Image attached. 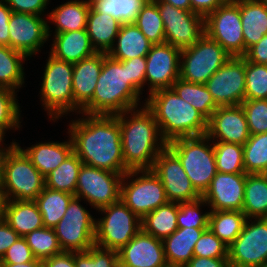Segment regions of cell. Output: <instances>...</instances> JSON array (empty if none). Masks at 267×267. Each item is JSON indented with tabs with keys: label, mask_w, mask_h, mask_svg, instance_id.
<instances>
[{
	"label": "cell",
	"mask_w": 267,
	"mask_h": 267,
	"mask_svg": "<svg viewBox=\"0 0 267 267\" xmlns=\"http://www.w3.org/2000/svg\"><path fill=\"white\" fill-rule=\"evenodd\" d=\"M85 117V118H84ZM69 124L73 152L83 164L125 174L121 130L115 115H87Z\"/></svg>",
	"instance_id": "1"
},
{
	"label": "cell",
	"mask_w": 267,
	"mask_h": 267,
	"mask_svg": "<svg viewBox=\"0 0 267 267\" xmlns=\"http://www.w3.org/2000/svg\"><path fill=\"white\" fill-rule=\"evenodd\" d=\"M115 116L121 130L125 167L129 171L152 169L156 157L167 146L153 113L144 104Z\"/></svg>",
	"instance_id": "2"
},
{
	"label": "cell",
	"mask_w": 267,
	"mask_h": 267,
	"mask_svg": "<svg viewBox=\"0 0 267 267\" xmlns=\"http://www.w3.org/2000/svg\"><path fill=\"white\" fill-rule=\"evenodd\" d=\"M144 101L145 106L153 113L167 143L177 138L202 136L207 133L208 120L172 88L156 90Z\"/></svg>",
	"instance_id": "3"
},
{
	"label": "cell",
	"mask_w": 267,
	"mask_h": 267,
	"mask_svg": "<svg viewBox=\"0 0 267 267\" xmlns=\"http://www.w3.org/2000/svg\"><path fill=\"white\" fill-rule=\"evenodd\" d=\"M141 94L129 83L128 64L108 54L98 77L92 100L81 110L85 115H116L137 108Z\"/></svg>",
	"instance_id": "4"
},
{
	"label": "cell",
	"mask_w": 267,
	"mask_h": 267,
	"mask_svg": "<svg viewBox=\"0 0 267 267\" xmlns=\"http://www.w3.org/2000/svg\"><path fill=\"white\" fill-rule=\"evenodd\" d=\"M2 185L8 200L34 201L45 187V177L18 142L4 149Z\"/></svg>",
	"instance_id": "5"
},
{
	"label": "cell",
	"mask_w": 267,
	"mask_h": 267,
	"mask_svg": "<svg viewBox=\"0 0 267 267\" xmlns=\"http://www.w3.org/2000/svg\"><path fill=\"white\" fill-rule=\"evenodd\" d=\"M211 139L205 134L177 138L167 147L178 157L191 184L202 196L217 173L214 149Z\"/></svg>",
	"instance_id": "6"
},
{
	"label": "cell",
	"mask_w": 267,
	"mask_h": 267,
	"mask_svg": "<svg viewBox=\"0 0 267 267\" xmlns=\"http://www.w3.org/2000/svg\"><path fill=\"white\" fill-rule=\"evenodd\" d=\"M73 64L49 54L41 84V101L51 120L74 112Z\"/></svg>",
	"instance_id": "7"
},
{
	"label": "cell",
	"mask_w": 267,
	"mask_h": 267,
	"mask_svg": "<svg viewBox=\"0 0 267 267\" xmlns=\"http://www.w3.org/2000/svg\"><path fill=\"white\" fill-rule=\"evenodd\" d=\"M98 211L105 213L95 220L94 243L100 248L119 251L142 229L141 218L122 200Z\"/></svg>",
	"instance_id": "8"
},
{
	"label": "cell",
	"mask_w": 267,
	"mask_h": 267,
	"mask_svg": "<svg viewBox=\"0 0 267 267\" xmlns=\"http://www.w3.org/2000/svg\"><path fill=\"white\" fill-rule=\"evenodd\" d=\"M231 57L218 42L204 33L192 46L181 50L179 78L205 84Z\"/></svg>",
	"instance_id": "9"
},
{
	"label": "cell",
	"mask_w": 267,
	"mask_h": 267,
	"mask_svg": "<svg viewBox=\"0 0 267 267\" xmlns=\"http://www.w3.org/2000/svg\"><path fill=\"white\" fill-rule=\"evenodd\" d=\"M121 200L141 219L169 202L161 180L152 169L127 171L121 183Z\"/></svg>",
	"instance_id": "10"
},
{
	"label": "cell",
	"mask_w": 267,
	"mask_h": 267,
	"mask_svg": "<svg viewBox=\"0 0 267 267\" xmlns=\"http://www.w3.org/2000/svg\"><path fill=\"white\" fill-rule=\"evenodd\" d=\"M123 177L124 174L82 164L74 196L99 210L121 200Z\"/></svg>",
	"instance_id": "11"
},
{
	"label": "cell",
	"mask_w": 267,
	"mask_h": 267,
	"mask_svg": "<svg viewBox=\"0 0 267 267\" xmlns=\"http://www.w3.org/2000/svg\"><path fill=\"white\" fill-rule=\"evenodd\" d=\"M73 197L68 204L65 215L54 227L59 245L63 251H86L94 243L95 218Z\"/></svg>",
	"instance_id": "12"
},
{
	"label": "cell",
	"mask_w": 267,
	"mask_h": 267,
	"mask_svg": "<svg viewBox=\"0 0 267 267\" xmlns=\"http://www.w3.org/2000/svg\"><path fill=\"white\" fill-rule=\"evenodd\" d=\"M204 30L231 56H244L239 0H227L204 19Z\"/></svg>",
	"instance_id": "13"
},
{
	"label": "cell",
	"mask_w": 267,
	"mask_h": 267,
	"mask_svg": "<svg viewBox=\"0 0 267 267\" xmlns=\"http://www.w3.org/2000/svg\"><path fill=\"white\" fill-rule=\"evenodd\" d=\"M228 262L231 267L267 264V218L247 219L239 236L228 246Z\"/></svg>",
	"instance_id": "14"
},
{
	"label": "cell",
	"mask_w": 267,
	"mask_h": 267,
	"mask_svg": "<svg viewBox=\"0 0 267 267\" xmlns=\"http://www.w3.org/2000/svg\"><path fill=\"white\" fill-rule=\"evenodd\" d=\"M154 2L163 21L166 43L182 50L192 46L205 33L202 16L173 7L165 1Z\"/></svg>",
	"instance_id": "15"
},
{
	"label": "cell",
	"mask_w": 267,
	"mask_h": 267,
	"mask_svg": "<svg viewBox=\"0 0 267 267\" xmlns=\"http://www.w3.org/2000/svg\"><path fill=\"white\" fill-rule=\"evenodd\" d=\"M152 171L161 180L169 202L185 203L201 198L178 157L167 146L156 157Z\"/></svg>",
	"instance_id": "16"
},
{
	"label": "cell",
	"mask_w": 267,
	"mask_h": 267,
	"mask_svg": "<svg viewBox=\"0 0 267 267\" xmlns=\"http://www.w3.org/2000/svg\"><path fill=\"white\" fill-rule=\"evenodd\" d=\"M218 107L245 100V58L232 56L205 83Z\"/></svg>",
	"instance_id": "17"
},
{
	"label": "cell",
	"mask_w": 267,
	"mask_h": 267,
	"mask_svg": "<svg viewBox=\"0 0 267 267\" xmlns=\"http://www.w3.org/2000/svg\"><path fill=\"white\" fill-rule=\"evenodd\" d=\"M8 24L9 47L27 58L36 55L52 32L48 21L40 15L12 12Z\"/></svg>",
	"instance_id": "18"
},
{
	"label": "cell",
	"mask_w": 267,
	"mask_h": 267,
	"mask_svg": "<svg viewBox=\"0 0 267 267\" xmlns=\"http://www.w3.org/2000/svg\"><path fill=\"white\" fill-rule=\"evenodd\" d=\"M181 50L169 43L152 44L146 55L145 83L149 94L160 89L171 88L179 79Z\"/></svg>",
	"instance_id": "19"
},
{
	"label": "cell",
	"mask_w": 267,
	"mask_h": 267,
	"mask_svg": "<svg viewBox=\"0 0 267 267\" xmlns=\"http://www.w3.org/2000/svg\"><path fill=\"white\" fill-rule=\"evenodd\" d=\"M246 173L217 172L201 196L209 211H242Z\"/></svg>",
	"instance_id": "20"
},
{
	"label": "cell",
	"mask_w": 267,
	"mask_h": 267,
	"mask_svg": "<svg viewBox=\"0 0 267 267\" xmlns=\"http://www.w3.org/2000/svg\"><path fill=\"white\" fill-rule=\"evenodd\" d=\"M206 135L213 142L217 140L244 145L250 132L241 104L218 107L208 120Z\"/></svg>",
	"instance_id": "21"
},
{
	"label": "cell",
	"mask_w": 267,
	"mask_h": 267,
	"mask_svg": "<svg viewBox=\"0 0 267 267\" xmlns=\"http://www.w3.org/2000/svg\"><path fill=\"white\" fill-rule=\"evenodd\" d=\"M119 267H163L167 264L161 239L142 229L118 251Z\"/></svg>",
	"instance_id": "22"
},
{
	"label": "cell",
	"mask_w": 267,
	"mask_h": 267,
	"mask_svg": "<svg viewBox=\"0 0 267 267\" xmlns=\"http://www.w3.org/2000/svg\"><path fill=\"white\" fill-rule=\"evenodd\" d=\"M106 55L107 53L96 52L73 64L72 84L75 113L80 114L81 110L92 100Z\"/></svg>",
	"instance_id": "23"
},
{
	"label": "cell",
	"mask_w": 267,
	"mask_h": 267,
	"mask_svg": "<svg viewBox=\"0 0 267 267\" xmlns=\"http://www.w3.org/2000/svg\"><path fill=\"white\" fill-rule=\"evenodd\" d=\"M53 36L49 53L56 59L74 64L96 53L86 29L55 33Z\"/></svg>",
	"instance_id": "24"
},
{
	"label": "cell",
	"mask_w": 267,
	"mask_h": 267,
	"mask_svg": "<svg viewBox=\"0 0 267 267\" xmlns=\"http://www.w3.org/2000/svg\"><path fill=\"white\" fill-rule=\"evenodd\" d=\"M208 228H178L164 238L163 248L167 264L185 266L194 257L197 240Z\"/></svg>",
	"instance_id": "25"
},
{
	"label": "cell",
	"mask_w": 267,
	"mask_h": 267,
	"mask_svg": "<svg viewBox=\"0 0 267 267\" xmlns=\"http://www.w3.org/2000/svg\"><path fill=\"white\" fill-rule=\"evenodd\" d=\"M22 150L39 172L46 177L73 152V143L71 138L60 143L58 141L39 142Z\"/></svg>",
	"instance_id": "26"
},
{
	"label": "cell",
	"mask_w": 267,
	"mask_h": 267,
	"mask_svg": "<svg viewBox=\"0 0 267 267\" xmlns=\"http://www.w3.org/2000/svg\"><path fill=\"white\" fill-rule=\"evenodd\" d=\"M239 8L245 55L267 34V8L259 0H239Z\"/></svg>",
	"instance_id": "27"
},
{
	"label": "cell",
	"mask_w": 267,
	"mask_h": 267,
	"mask_svg": "<svg viewBox=\"0 0 267 267\" xmlns=\"http://www.w3.org/2000/svg\"><path fill=\"white\" fill-rule=\"evenodd\" d=\"M122 23L90 6L86 30L96 52L107 53L113 48Z\"/></svg>",
	"instance_id": "28"
},
{
	"label": "cell",
	"mask_w": 267,
	"mask_h": 267,
	"mask_svg": "<svg viewBox=\"0 0 267 267\" xmlns=\"http://www.w3.org/2000/svg\"><path fill=\"white\" fill-rule=\"evenodd\" d=\"M115 42L108 55L117 61L145 57L152 46L135 23L122 24Z\"/></svg>",
	"instance_id": "29"
},
{
	"label": "cell",
	"mask_w": 267,
	"mask_h": 267,
	"mask_svg": "<svg viewBox=\"0 0 267 267\" xmlns=\"http://www.w3.org/2000/svg\"><path fill=\"white\" fill-rule=\"evenodd\" d=\"M3 219L21 237L44 227L42 215L35 201L8 200Z\"/></svg>",
	"instance_id": "30"
},
{
	"label": "cell",
	"mask_w": 267,
	"mask_h": 267,
	"mask_svg": "<svg viewBox=\"0 0 267 267\" xmlns=\"http://www.w3.org/2000/svg\"><path fill=\"white\" fill-rule=\"evenodd\" d=\"M90 0H71L59 5L47 15L55 25V33L86 29Z\"/></svg>",
	"instance_id": "31"
},
{
	"label": "cell",
	"mask_w": 267,
	"mask_h": 267,
	"mask_svg": "<svg viewBox=\"0 0 267 267\" xmlns=\"http://www.w3.org/2000/svg\"><path fill=\"white\" fill-rule=\"evenodd\" d=\"M242 212L247 218H267V174H247Z\"/></svg>",
	"instance_id": "32"
},
{
	"label": "cell",
	"mask_w": 267,
	"mask_h": 267,
	"mask_svg": "<svg viewBox=\"0 0 267 267\" xmlns=\"http://www.w3.org/2000/svg\"><path fill=\"white\" fill-rule=\"evenodd\" d=\"M179 203L168 202L146 214L141 219L142 230L163 240L178 229L177 215Z\"/></svg>",
	"instance_id": "33"
},
{
	"label": "cell",
	"mask_w": 267,
	"mask_h": 267,
	"mask_svg": "<svg viewBox=\"0 0 267 267\" xmlns=\"http://www.w3.org/2000/svg\"><path fill=\"white\" fill-rule=\"evenodd\" d=\"M73 197V194L44 187L34 200L42 215L44 227L54 228L59 223Z\"/></svg>",
	"instance_id": "34"
},
{
	"label": "cell",
	"mask_w": 267,
	"mask_h": 267,
	"mask_svg": "<svg viewBox=\"0 0 267 267\" xmlns=\"http://www.w3.org/2000/svg\"><path fill=\"white\" fill-rule=\"evenodd\" d=\"M247 219L242 211H210L209 229L230 246L243 230Z\"/></svg>",
	"instance_id": "35"
},
{
	"label": "cell",
	"mask_w": 267,
	"mask_h": 267,
	"mask_svg": "<svg viewBox=\"0 0 267 267\" xmlns=\"http://www.w3.org/2000/svg\"><path fill=\"white\" fill-rule=\"evenodd\" d=\"M26 56L9 46L0 45V86L12 90L20 89L24 82L23 60Z\"/></svg>",
	"instance_id": "36"
},
{
	"label": "cell",
	"mask_w": 267,
	"mask_h": 267,
	"mask_svg": "<svg viewBox=\"0 0 267 267\" xmlns=\"http://www.w3.org/2000/svg\"><path fill=\"white\" fill-rule=\"evenodd\" d=\"M171 88L207 120L211 118L212 113L218 108L205 84L190 83L179 78Z\"/></svg>",
	"instance_id": "37"
},
{
	"label": "cell",
	"mask_w": 267,
	"mask_h": 267,
	"mask_svg": "<svg viewBox=\"0 0 267 267\" xmlns=\"http://www.w3.org/2000/svg\"><path fill=\"white\" fill-rule=\"evenodd\" d=\"M82 164L83 162L72 152L64 162L45 177V187L75 195Z\"/></svg>",
	"instance_id": "38"
},
{
	"label": "cell",
	"mask_w": 267,
	"mask_h": 267,
	"mask_svg": "<svg viewBox=\"0 0 267 267\" xmlns=\"http://www.w3.org/2000/svg\"><path fill=\"white\" fill-rule=\"evenodd\" d=\"M149 0H90L99 13L110 15L122 24L135 23L138 13Z\"/></svg>",
	"instance_id": "39"
},
{
	"label": "cell",
	"mask_w": 267,
	"mask_h": 267,
	"mask_svg": "<svg viewBox=\"0 0 267 267\" xmlns=\"http://www.w3.org/2000/svg\"><path fill=\"white\" fill-rule=\"evenodd\" d=\"M246 174H267V133L250 135L243 145Z\"/></svg>",
	"instance_id": "40"
},
{
	"label": "cell",
	"mask_w": 267,
	"mask_h": 267,
	"mask_svg": "<svg viewBox=\"0 0 267 267\" xmlns=\"http://www.w3.org/2000/svg\"><path fill=\"white\" fill-rule=\"evenodd\" d=\"M213 149L217 172L245 173L243 145L215 141Z\"/></svg>",
	"instance_id": "41"
},
{
	"label": "cell",
	"mask_w": 267,
	"mask_h": 267,
	"mask_svg": "<svg viewBox=\"0 0 267 267\" xmlns=\"http://www.w3.org/2000/svg\"><path fill=\"white\" fill-rule=\"evenodd\" d=\"M135 25L152 44L165 42L163 21L153 0H149L138 13Z\"/></svg>",
	"instance_id": "42"
},
{
	"label": "cell",
	"mask_w": 267,
	"mask_h": 267,
	"mask_svg": "<svg viewBox=\"0 0 267 267\" xmlns=\"http://www.w3.org/2000/svg\"><path fill=\"white\" fill-rule=\"evenodd\" d=\"M36 259L45 260L63 252L54 228L41 227L23 237Z\"/></svg>",
	"instance_id": "43"
},
{
	"label": "cell",
	"mask_w": 267,
	"mask_h": 267,
	"mask_svg": "<svg viewBox=\"0 0 267 267\" xmlns=\"http://www.w3.org/2000/svg\"><path fill=\"white\" fill-rule=\"evenodd\" d=\"M17 91L0 86V134L5 136L8 129L20 128V106L16 99Z\"/></svg>",
	"instance_id": "44"
},
{
	"label": "cell",
	"mask_w": 267,
	"mask_h": 267,
	"mask_svg": "<svg viewBox=\"0 0 267 267\" xmlns=\"http://www.w3.org/2000/svg\"><path fill=\"white\" fill-rule=\"evenodd\" d=\"M245 99H267V65L245 59Z\"/></svg>",
	"instance_id": "45"
},
{
	"label": "cell",
	"mask_w": 267,
	"mask_h": 267,
	"mask_svg": "<svg viewBox=\"0 0 267 267\" xmlns=\"http://www.w3.org/2000/svg\"><path fill=\"white\" fill-rule=\"evenodd\" d=\"M76 267H119L118 251L96 245L86 251L74 252Z\"/></svg>",
	"instance_id": "46"
},
{
	"label": "cell",
	"mask_w": 267,
	"mask_h": 267,
	"mask_svg": "<svg viewBox=\"0 0 267 267\" xmlns=\"http://www.w3.org/2000/svg\"><path fill=\"white\" fill-rule=\"evenodd\" d=\"M207 205L205 200L200 199L193 202L179 203L177 225L178 228H209L210 212L201 213V206Z\"/></svg>",
	"instance_id": "47"
},
{
	"label": "cell",
	"mask_w": 267,
	"mask_h": 267,
	"mask_svg": "<svg viewBox=\"0 0 267 267\" xmlns=\"http://www.w3.org/2000/svg\"><path fill=\"white\" fill-rule=\"evenodd\" d=\"M241 106L246 115L250 135L267 133V99H245Z\"/></svg>",
	"instance_id": "48"
},
{
	"label": "cell",
	"mask_w": 267,
	"mask_h": 267,
	"mask_svg": "<svg viewBox=\"0 0 267 267\" xmlns=\"http://www.w3.org/2000/svg\"><path fill=\"white\" fill-rule=\"evenodd\" d=\"M194 256L206 258H228V245L221 241L209 228L197 240Z\"/></svg>",
	"instance_id": "49"
},
{
	"label": "cell",
	"mask_w": 267,
	"mask_h": 267,
	"mask_svg": "<svg viewBox=\"0 0 267 267\" xmlns=\"http://www.w3.org/2000/svg\"><path fill=\"white\" fill-rule=\"evenodd\" d=\"M32 250L23 237L13 243L0 259V263H27L35 260Z\"/></svg>",
	"instance_id": "50"
},
{
	"label": "cell",
	"mask_w": 267,
	"mask_h": 267,
	"mask_svg": "<svg viewBox=\"0 0 267 267\" xmlns=\"http://www.w3.org/2000/svg\"><path fill=\"white\" fill-rule=\"evenodd\" d=\"M124 62L128 64L129 83L142 94L145 85L146 56L135 57Z\"/></svg>",
	"instance_id": "51"
},
{
	"label": "cell",
	"mask_w": 267,
	"mask_h": 267,
	"mask_svg": "<svg viewBox=\"0 0 267 267\" xmlns=\"http://www.w3.org/2000/svg\"><path fill=\"white\" fill-rule=\"evenodd\" d=\"M12 12L40 15L44 13L49 0H4Z\"/></svg>",
	"instance_id": "52"
},
{
	"label": "cell",
	"mask_w": 267,
	"mask_h": 267,
	"mask_svg": "<svg viewBox=\"0 0 267 267\" xmlns=\"http://www.w3.org/2000/svg\"><path fill=\"white\" fill-rule=\"evenodd\" d=\"M243 57L249 62L267 65V34L251 46Z\"/></svg>",
	"instance_id": "53"
},
{
	"label": "cell",
	"mask_w": 267,
	"mask_h": 267,
	"mask_svg": "<svg viewBox=\"0 0 267 267\" xmlns=\"http://www.w3.org/2000/svg\"><path fill=\"white\" fill-rule=\"evenodd\" d=\"M21 236L2 218L0 219V259Z\"/></svg>",
	"instance_id": "54"
},
{
	"label": "cell",
	"mask_w": 267,
	"mask_h": 267,
	"mask_svg": "<svg viewBox=\"0 0 267 267\" xmlns=\"http://www.w3.org/2000/svg\"><path fill=\"white\" fill-rule=\"evenodd\" d=\"M227 0H190L191 11L204 19Z\"/></svg>",
	"instance_id": "55"
},
{
	"label": "cell",
	"mask_w": 267,
	"mask_h": 267,
	"mask_svg": "<svg viewBox=\"0 0 267 267\" xmlns=\"http://www.w3.org/2000/svg\"><path fill=\"white\" fill-rule=\"evenodd\" d=\"M12 14L4 0H0V45L9 46V19Z\"/></svg>",
	"instance_id": "56"
},
{
	"label": "cell",
	"mask_w": 267,
	"mask_h": 267,
	"mask_svg": "<svg viewBox=\"0 0 267 267\" xmlns=\"http://www.w3.org/2000/svg\"><path fill=\"white\" fill-rule=\"evenodd\" d=\"M43 267H76L74 252L63 251L58 255L43 260Z\"/></svg>",
	"instance_id": "57"
},
{
	"label": "cell",
	"mask_w": 267,
	"mask_h": 267,
	"mask_svg": "<svg viewBox=\"0 0 267 267\" xmlns=\"http://www.w3.org/2000/svg\"><path fill=\"white\" fill-rule=\"evenodd\" d=\"M185 267H231L228 258H206L194 256Z\"/></svg>",
	"instance_id": "58"
},
{
	"label": "cell",
	"mask_w": 267,
	"mask_h": 267,
	"mask_svg": "<svg viewBox=\"0 0 267 267\" xmlns=\"http://www.w3.org/2000/svg\"><path fill=\"white\" fill-rule=\"evenodd\" d=\"M0 267H43V261L39 259H35L31 262L27 263H17V264H12V263H0Z\"/></svg>",
	"instance_id": "59"
},
{
	"label": "cell",
	"mask_w": 267,
	"mask_h": 267,
	"mask_svg": "<svg viewBox=\"0 0 267 267\" xmlns=\"http://www.w3.org/2000/svg\"><path fill=\"white\" fill-rule=\"evenodd\" d=\"M153 1H165L170 3L173 7L191 11L190 0H153Z\"/></svg>",
	"instance_id": "60"
},
{
	"label": "cell",
	"mask_w": 267,
	"mask_h": 267,
	"mask_svg": "<svg viewBox=\"0 0 267 267\" xmlns=\"http://www.w3.org/2000/svg\"><path fill=\"white\" fill-rule=\"evenodd\" d=\"M7 196L3 185H0V219L4 217L5 209L7 206Z\"/></svg>",
	"instance_id": "61"
},
{
	"label": "cell",
	"mask_w": 267,
	"mask_h": 267,
	"mask_svg": "<svg viewBox=\"0 0 267 267\" xmlns=\"http://www.w3.org/2000/svg\"><path fill=\"white\" fill-rule=\"evenodd\" d=\"M4 150L0 153V185H2Z\"/></svg>",
	"instance_id": "62"
},
{
	"label": "cell",
	"mask_w": 267,
	"mask_h": 267,
	"mask_svg": "<svg viewBox=\"0 0 267 267\" xmlns=\"http://www.w3.org/2000/svg\"><path fill=\"white\" fill-rule=\"evenodd\" d=\"M3 141H4V137H0V153L5 149V147L3 148V145L1 148V144H4V143H2Z\"/></svg>",
	"instance_id": "63"
},
{
	"label": "cell",
	"mask_w": 267,
	"mask_h": 267,
	"mask_svg": "<svg viewBox=\"0 0 267 267\" xmlns=\"http://www.w3.org/2000/svg\"><path fill=\"white\" fill-rule=\"evenodd\" d=\"M163 267H185V266L166 264V265L163 266Z\"/></svg>",
	"instance_id": "64"
},
{
	"label": "cell",
	"mask_w": 267,
	"mask_h": 267,
	"mask_svg": "<svg viewBox=\"0 0 267 267\" xmlns=\"http://www.w3.org/2000/svg\"><path fill=\"white\" fill-rule=\"evenodd\" d=\"M267 8V0H259Z\"/></svg>",
	"instance_id": "65"
},
{
	"label": "cell",
	"mask_w": 267,
	"mask_h": 267,
	"mask_svg": "<svg viewBox=\"0 0 267 267\" xmlns=\"http://www.w3.org/2000/svg\"><path fill=\"white\" fill-rule=\"evenodd\" d=\"M258 267H267V264L260 265Z\"/></svg>",
	"instance_id": "66"
}]
</instances>
